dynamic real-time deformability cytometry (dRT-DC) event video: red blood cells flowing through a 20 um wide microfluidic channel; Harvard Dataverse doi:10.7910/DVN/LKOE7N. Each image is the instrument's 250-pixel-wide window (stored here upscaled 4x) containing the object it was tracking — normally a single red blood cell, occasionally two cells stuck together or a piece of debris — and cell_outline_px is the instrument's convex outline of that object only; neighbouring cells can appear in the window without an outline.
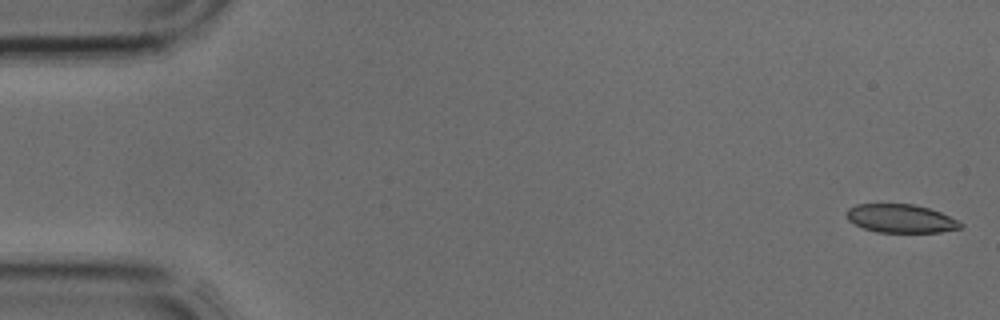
{"species": "common noctule bat (a hibernating species)", "species_latin": "Nyctalus noctula", "temperature_condition": "cold", "stored_images_in_passage": 5, "camera_frame_rate_fps": 3000, "um_per_image_px": 0.085, "animal": {"sex": "male", "body_mass_g": 17.9, "forearm_length_mm": 54.2}, "frame": {"image": 1, "passage_image": 1, "time_ms": 0.0, "image_size_px": [1000, 320], "cell_outline_px": [[964, 224], [960, 228], [940, 232], [876, 232], [864, 228], [848, 220], [848, 208], [856, 204], [912, 204], [928, 208], [940, 212], [960, 220]], "centroid_in_image_um": [76.61, 18.57], "position_along_channel_um": 8.4, "area_um2": 18.79}}
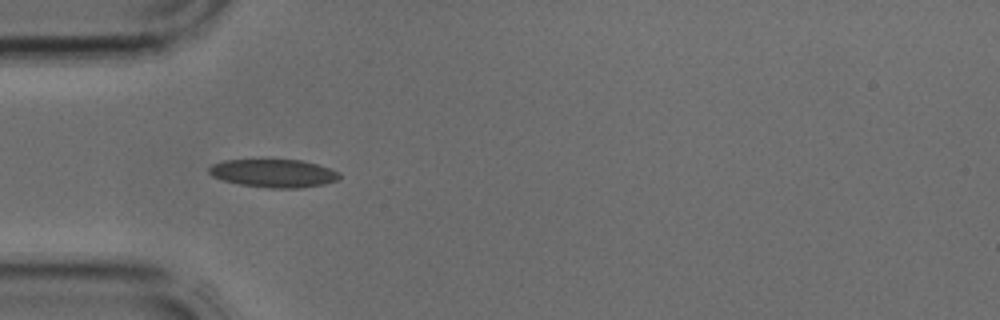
{"frame": {"image": 2, "passage_image": 4, "time_ms": 1.0, "image_size_px": [1000, 320], "cell_outline_px": [[340, 180], [324, 184], [300, 188], [268, 188], [240, 184], [224, 180], [212, 176], [208, 172], [208, 168], [212, 164], [224, 160], [300, 160], [316, 164], [340, 172]], "centroid_in_image_um": [23.27, 14.73], "position_along_channel_um": 61.7, "area_um2": 21.33}}